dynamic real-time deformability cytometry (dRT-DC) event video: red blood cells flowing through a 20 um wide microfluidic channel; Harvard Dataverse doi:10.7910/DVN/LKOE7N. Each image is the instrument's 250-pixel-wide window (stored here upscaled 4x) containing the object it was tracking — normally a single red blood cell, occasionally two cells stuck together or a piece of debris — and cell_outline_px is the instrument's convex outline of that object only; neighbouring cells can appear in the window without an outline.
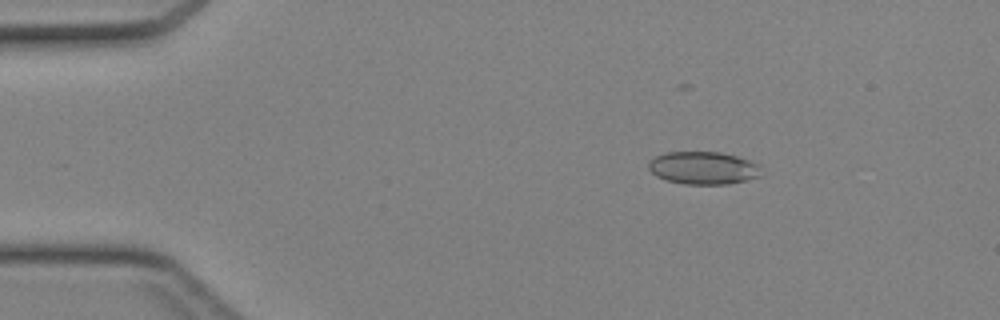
{"species": "Egyptian fruit bat (a non-hibernating species)", "species_latin": "Rousettus aegyptiacus", "temperature_condition": "cold", "stored_images_in_passage": 44, "camera_frame_rate_fps": 3000, "um_per_image_px": 0.085, "animal": {"sex": "female"}, "frame": {"image": 1, "passage_image": 7, "time_ms": 2.0, "image_size_px": [1000, 320], "cell_outline_px": [[760, 164], [756, 176], [744, 180], [728, 184], [684, 184], [664, 180], [656, 176], [648, 168], [648, 160], [664, 152], [720, 152], [736, 156]], "centroid_in_image_um": [59.68, 14.27], "position_along_channel_um": 25.3, "area_um2": 21.33}}
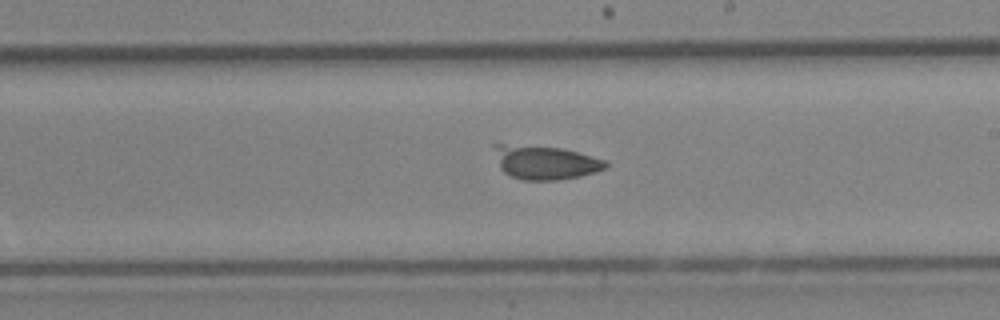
{"frame": {"image": 2, "passage_image": 26, "time_ms": 8.333, "image_size_px": [1000, 320], "cell_outline_px": [[608, 164], [604, 168], [596, 172], [580, 176], [556, 180], [524, 180], [512, 176], [504, 172], [500, 168], [492, 144], [504, 144], [560, 148], [576, 152], [604, 160]], "centroid_in_image_um": [46.31, 13.81], "position_along_channel_um": 242.7, "area_um2": 21.5}}
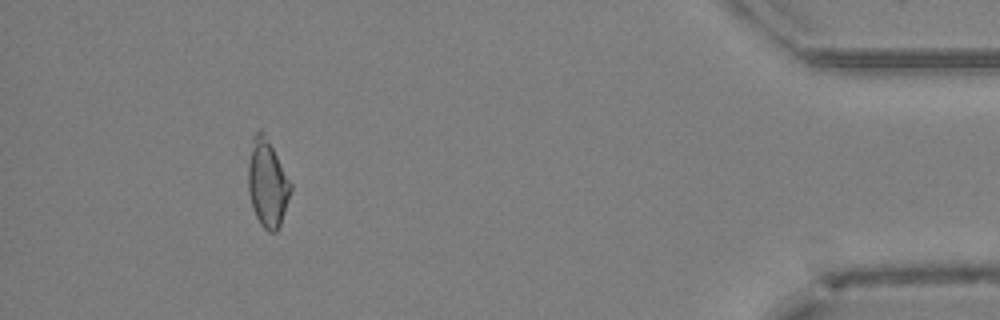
{"frame": {"image": 3, "passage_image": 41, "time_ms": 13.333, "image_size_px": [1000, 320], "cell_outline_px": [[292, 188], [280, 224], [276, 232], [268, 232], [260, 224], [252, 208], [248, 192], [248, 164], [252, 136], [260, 128], [264, 132], [292, 184]], "centroid_in_image_um": [22.7, 15.57], "position_along_channel_um": 412.5, "area_um2": 21.62}}